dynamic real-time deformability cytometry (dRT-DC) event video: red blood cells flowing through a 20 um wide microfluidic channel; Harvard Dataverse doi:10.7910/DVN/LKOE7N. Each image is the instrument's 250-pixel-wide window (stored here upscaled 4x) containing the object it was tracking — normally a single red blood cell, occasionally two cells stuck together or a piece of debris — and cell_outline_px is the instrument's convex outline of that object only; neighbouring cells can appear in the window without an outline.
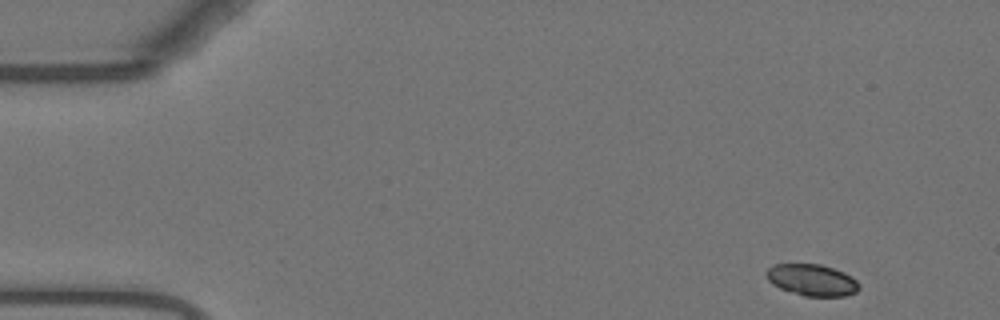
{"species": "Egyptian fruit bat (a non-hibernating species)", "species_latin": "Rousettus aegyptiacus", "temperature_condition": "warm", "stored_images_in_passage": 14, "camera_frame_rate_fps": 3000, "um_per_image_px": 0.085, "animal": {"sex": "female"}, "frame": {"image": 1, "passage_image": 1, "time_ms": 0.0, "image_size_px": [1000, 320], "cell_outline_px": [[860, 288], [856, 292], [844, 296], [804, 296], [780, 288], [772, 284], [768, 280], [764, 272], [768, 268], [776, 264], [820, 264], [844, 272], [852, 276], [860, 284]], "centroid_in_image_um": [69.02, 23.8], "position_along_channel_um": 16.0, "area_um2": 17.11}}
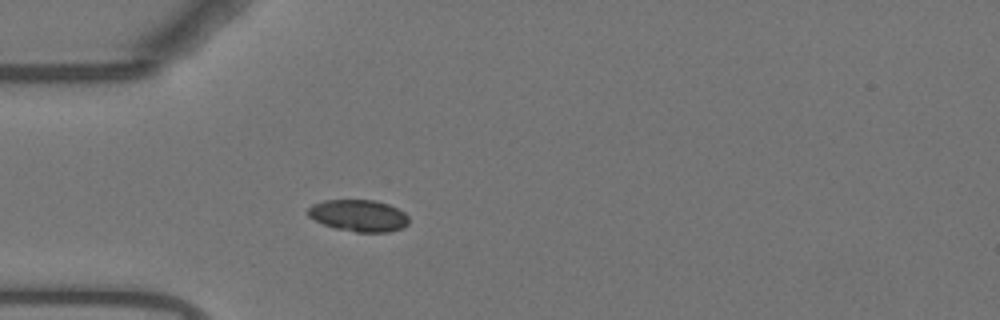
{"frame": {"image": 2, "passage_image": 12, "time_ms": 3.667, "image_size_px": [1000, 320], "cell_outline_px": [[408, 224], [400, 228], [388, 232], [356, 232], [336, 228], [324, 224], [308, 216], [308, 208], [312, 204], [324, 200], [376, 200], [388, 204], [404, 212], [408, 216]], "centroid_in_image_um": [30.48, 18.32], "position_along_channel_um": 54.5, "area_um2": 18.55}}